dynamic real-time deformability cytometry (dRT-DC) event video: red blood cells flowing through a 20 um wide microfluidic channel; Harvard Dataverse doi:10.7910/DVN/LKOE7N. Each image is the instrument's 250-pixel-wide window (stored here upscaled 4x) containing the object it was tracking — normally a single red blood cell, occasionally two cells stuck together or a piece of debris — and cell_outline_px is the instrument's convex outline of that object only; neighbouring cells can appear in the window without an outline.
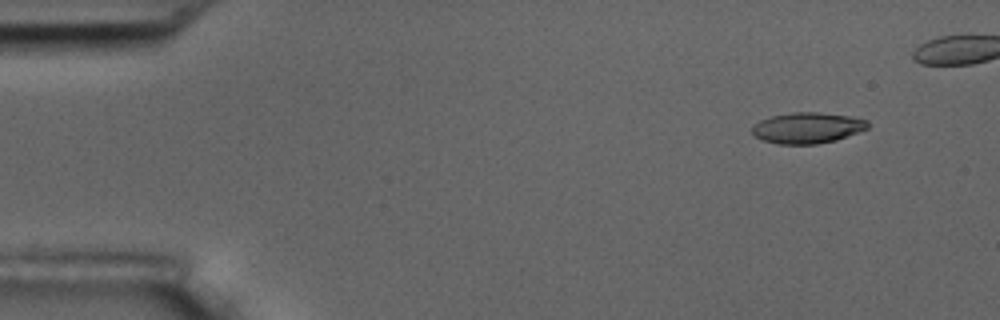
{"species": "common noctule bat (a hibernating species)", "species_latin": "Nyctalus noctula", "temperature_condition": "room temperature", "stored_images_in_passage": 5, "camera_frame_rate_fps": 3000, "um_per_image_px": 0.085, "animal": {"sex": "male", "body_mass_g": 17.5, "forearm_length_mm": 52.3}, "frame": {"image": 1, "passage_image": 1, "time_ms": 0.0, "image_size_px": [1000, 320], "cell_outline_px": [[872, 124], [868, 128], [836, 140], [816, 144], [780, 144], [764, 140], [756, 136], [752, 132], [752, 128], [760, 120], [772, 116], [792, 112], [820, 112], [848, 116], [868, 120]], "centroid_in_image_um": [68.67, 10.86], "position_along_channel_um": 16.3, "area_um2": 20.69}}